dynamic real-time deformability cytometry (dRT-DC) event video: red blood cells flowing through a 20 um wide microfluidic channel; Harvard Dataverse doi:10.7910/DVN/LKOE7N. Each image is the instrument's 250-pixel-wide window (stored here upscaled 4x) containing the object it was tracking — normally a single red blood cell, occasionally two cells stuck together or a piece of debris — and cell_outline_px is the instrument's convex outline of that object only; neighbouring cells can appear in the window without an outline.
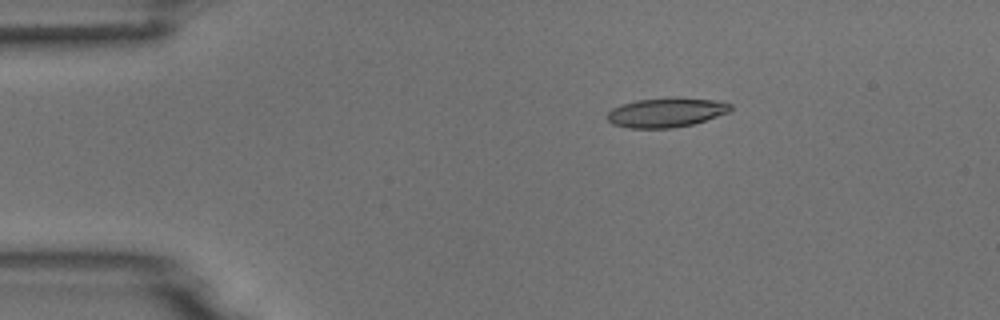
{"species": "common noctule bat (a hibernating species)", "species_latin": "Nyctalus noctula", "temperature_condition": "room temperature", "stored_images_in_passage": 7, "camera_frame_rate_fps": 3000, "um_per_image_px": 0.085, "animal": {"sex": "male", "body_mass_g": 18.8}, "frame": {"image": 1, "passage_image": 1, "time_ms": 0.0, "image_size_px": [1000, 320], "cell_outline_px": [[732, 108], [728, 112], [692, 124], [672, 128], [628, 128], [612, 124], [604, 116], [612, 108], [620, 104], [636, 100], [676, 96], [712, 100], [732, 104]], "centroid_in_image_um": [56.56, 9.54], "position_along_channel_um": 28.4, "area_um2": 21.33}}
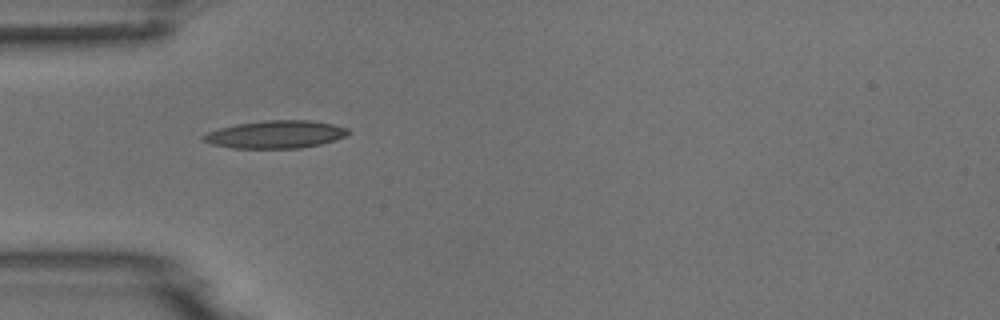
{"frame": {"image": 2, "passage_image": 3, "time_ms": 2.333, "image_size_px": [1000, 320], "cell_outline_px": [[352, 132], [336, 140], [320, 144], [300, 148], [232, 148], [212, 144], [204, 140], [200, 136], [208, 132], [220, 128], [236, 124], [264, 120], [312, 120], [332, 124], [348, 128]], "centroid_in_image_um": [23.45, 11.42], "position_along_channel_um": 61.6, "area_um2": 23.41}}
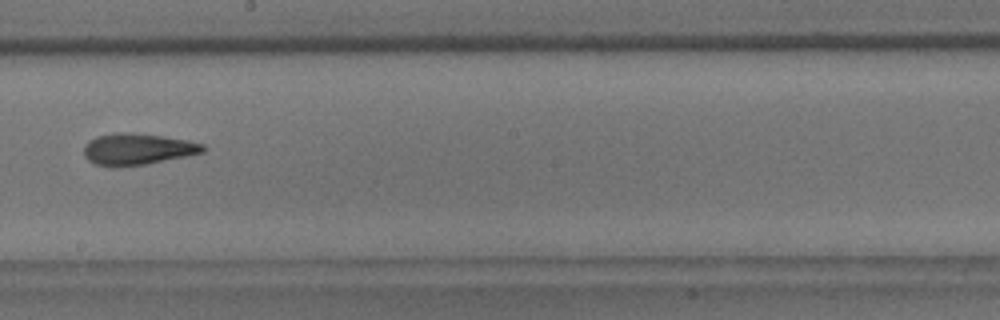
{"frame": {"image": 3, "passage_image": 7, "time_ms": 7.0, "image_size_px": [1000, 320], "cell_outline_px": [[204, 152], [148, 164], [116, 168], [112, 168], [96, 164], [88, 160], [84, 156], [84, 144], [88, 140], [96, 136], [116, 132], [128, 132], [164, 136], [188, 140], [204, 144]], "centroid_in_image_um": [11.64, 12.68], "position_along_channel_um": 236.6, "area_um2": 22.2}}